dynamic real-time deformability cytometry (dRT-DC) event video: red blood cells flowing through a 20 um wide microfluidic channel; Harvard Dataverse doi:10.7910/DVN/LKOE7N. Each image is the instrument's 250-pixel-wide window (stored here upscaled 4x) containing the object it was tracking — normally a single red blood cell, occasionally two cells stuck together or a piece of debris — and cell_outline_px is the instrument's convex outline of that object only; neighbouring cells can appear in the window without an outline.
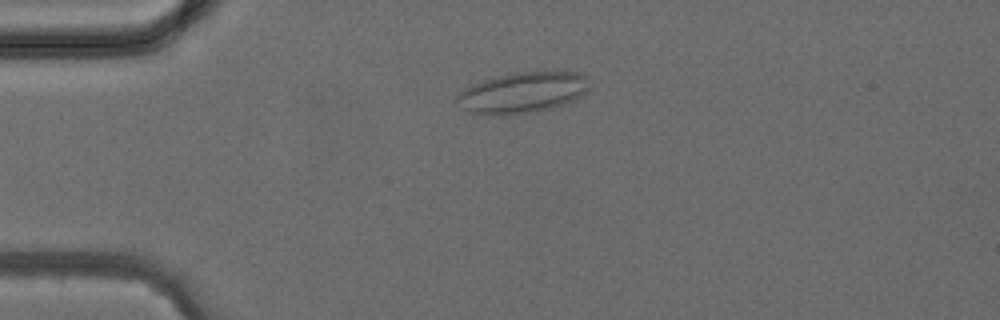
{"species": "common noctule bat (a hibernating species)", "species_latin": "Nyctalus noctula", "temperature_condition": "cold", "stored_images_in_passage": 4, "camera_frame_rate_fps": 3000, "um_per_image_px": 0.085, "animal": {"sex": "female", "body_mass_g": 24.6, "forearm_length_mm": 56.2}, "frame": {"image": 1, "passage_image": 2, "time_ms": 1.333, "image_size_px": [1000, 320], "cell_outline_px": [[592, 88], [588, 92], [564, 104], [532, 112], [472, 112], [460, 108], [452, 100], [464, 88], [472, 84], [484, 80], [512, 72], [576, 72], [588, 76]], "centroid_in_image_um": [44.46, 7.82], "position_along_channel_um": 40.5, "area_um2": 30.98}}